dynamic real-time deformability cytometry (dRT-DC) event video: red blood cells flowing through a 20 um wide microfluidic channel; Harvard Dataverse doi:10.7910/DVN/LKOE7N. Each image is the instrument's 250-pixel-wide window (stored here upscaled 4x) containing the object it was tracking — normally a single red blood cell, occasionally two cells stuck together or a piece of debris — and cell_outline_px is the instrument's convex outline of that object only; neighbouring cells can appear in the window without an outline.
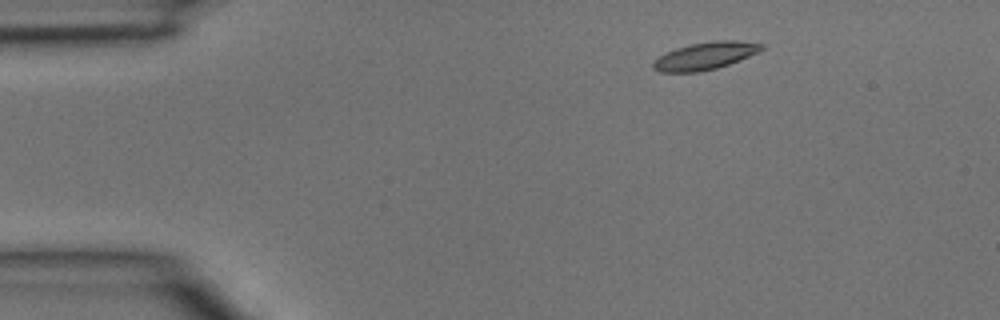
{"species": "common noctule bat (a hibernating species)", "species_latin": "Nyctalus noctula", "temperature_condition": "room temperature", "stored_images_in_passage": 4, "camera_frame_rate_fps": 3000, "um_per_image_px": 0.085, "animal": {"sex": "male", "body_mass_g": 15.6}, "frame": {"image": 1, "passage_image": 1, "time_ms": 0.0, "image_size_px": [1000, 320], "cell_outline_px": [[764, 48], [740, 60], [716, 68], [700, 72], [660, 72], [652, 68], [652, 64], [660, 56], [676, 48], [692, 44], [716, 40], [736, 40], [764, 44]], "centroid_in_image_um": [59.94, 4.75], "position_along_channel_um": 25.1, "area_um2": 17.05}}
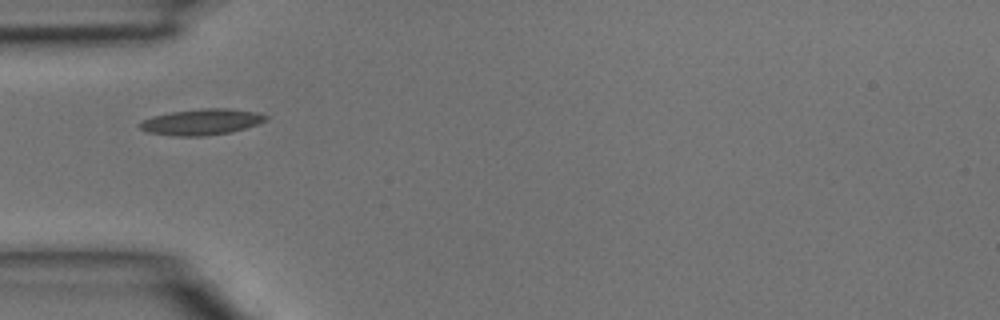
{"frame": {"image": 2, "passage_image": 3, "time_ms": 0.667, "image_size_px": [1000, 320], "cell_outline_px": [[268, 120], [232, 132], [204, 136], [172, 136], [148, 132], [140, 128], [136, 124], [152, 116], [172, 112], [200, 108], [228, 108], [260, 112], [268, 116]], "centroid_in_image_um": [17.14, 10.36], "position_along_channel_um": 67.9, "area_um2": 19.25}}